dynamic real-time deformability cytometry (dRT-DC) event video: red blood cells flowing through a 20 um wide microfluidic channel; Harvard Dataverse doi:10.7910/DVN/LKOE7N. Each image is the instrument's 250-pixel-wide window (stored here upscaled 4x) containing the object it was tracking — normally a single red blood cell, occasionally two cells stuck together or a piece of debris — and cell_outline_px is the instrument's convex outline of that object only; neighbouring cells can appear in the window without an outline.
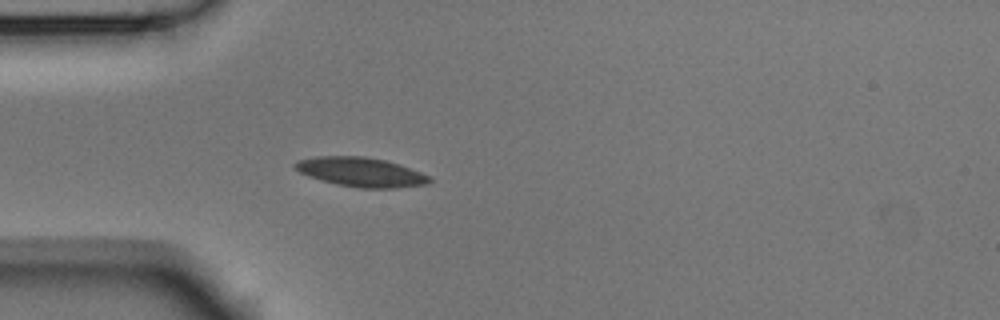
{"species": "Egyptian fruit bat (a non-hibernating species)", "species_latin": "Rousettus aegyptiacus", "temperature_condition": "room temperature", "stored_images_in_passage": 39, "camera_frame_rate_fps": 3000, "um_per_image_px": 0.085, "animal": {"sex": "male"}, "frame": {"image": 1, "passage_image": 1, "time_ms": 0.0, "image_size_px": [1000, 320], "cell_outline_px": [[432, 180], [428, 184], [396, 188], [360, 188], [336, 184], [320, 180], [308, 176], [300, 172], [292, 164], [300, 160], [316, 156], [364, 156], [384, 160], [400, 164], [432, 176]], "centroid_in_image_um": [30.72, 14.63], "position_along_channel_um": 54.3, "area_um2": 23.06}}
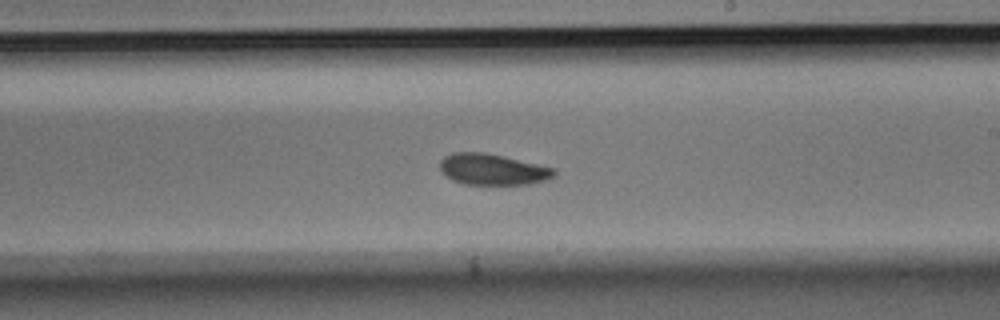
{"frame": {"image": 2, "passage_image": 17, "time_ms": 5.333, "image_size_px": [1000, 320], "cell_outline_px": [[556, 176], [548, 180], [532, 184], [464, 184], [452, 180], [444, 176], [440, 168], [440, 160], [444, 156], [452, 152], [484, 152], [556, 168]], "centroid_in_image_um": [41.88, 14.4], "position_along_channel_um": 247.1, "area_um2": 20.92}}
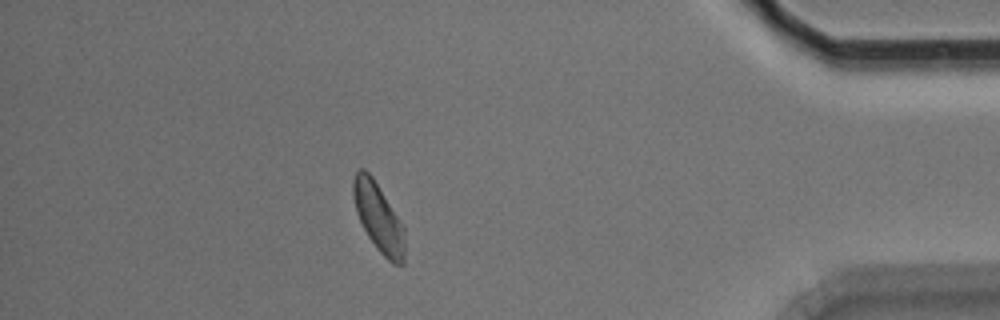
{"frame": {"image": 3, "passage_image": 33, "time_ms": 10.667, "image_size_px": [1000, 320], "cell_outline_px": [[404, 264], [392, 264], [376, 248], [368, 236], [356, 212], [352, 196], [352, 180], [356, 172], [360, 168], [364, 168], [372, 176], [404, 228]], "centroid_in_image_um": [32.14, 18.48], "position_along_channel_um": 403.1, "area_um2": 20.29}, "authors_computed_cell_mechanics": {"area_um2": 21.2126, "velocity_mm_per_s": 3.7238, "shape_relaxation_time_tau1_ms": 3.4695, "shape_relaxation_time_tau2_ms": 3.0024, "deformation_change_tau1": 0.1038, "deformation_change_tau2": 0.0793}}